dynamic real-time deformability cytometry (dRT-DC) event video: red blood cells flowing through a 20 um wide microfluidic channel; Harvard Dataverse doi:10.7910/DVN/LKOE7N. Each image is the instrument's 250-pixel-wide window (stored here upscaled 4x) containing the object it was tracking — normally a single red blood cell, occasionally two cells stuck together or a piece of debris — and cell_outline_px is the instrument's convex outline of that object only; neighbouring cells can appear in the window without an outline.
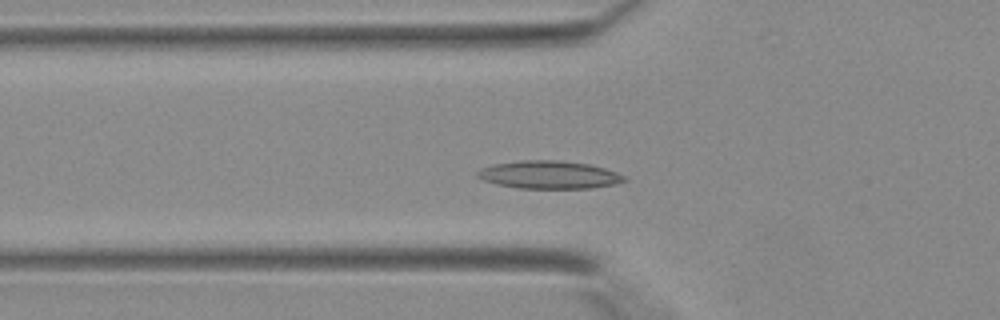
{"species": "Egyptian fruit bat (a non-hibernating species)", "species_latin": "Rousettus aegyptiacus", "temperature_condition": "warm", "stored_images_in_passage": 38, "segment_of_instrument_passage": [1, 2], "camera_frame_rate_fps": 3000, "um_per_image_px": 0.085, "animal": {"sex": "female"}, "frame": {"image": 1, "passage_image": 10, "time_ms": 3.0, "image_size_px": [1000, 320], "cell_outline_px": [[628, 180], [616, 184], [592, 188], [520, 188], [496, 184], [484, 180], [476, 176], [476, 172], [480, 168], [492, 164], [520, 160], [560, 160], [588, 164], [604, 168], [616, 172], [624, 176]], "centroid_in_image_um": [46.65, 14.85], "position_along_channel_um": 79.1, "area_um2": 23.93}}
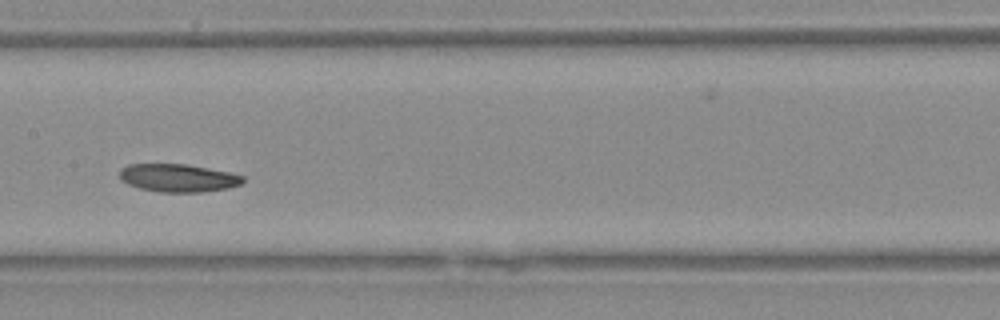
{"frame": {"image": 2, "passage_image": 17, "time_ms": 5.333, "image_size_px": [1000, 320], "cell_outline_px": [[244, 180], [240, 184], [228, 188], [200, 192], [160, 192], [140, 188], [128, 184], [120, 180], [120, 168], [128, 164], [188, 164], [228, 172], [244, 176]], "centroid_in_image_um": [15.11, 15.12], "position_along_channel_um": 192.3, "area_um2": 20.06}}
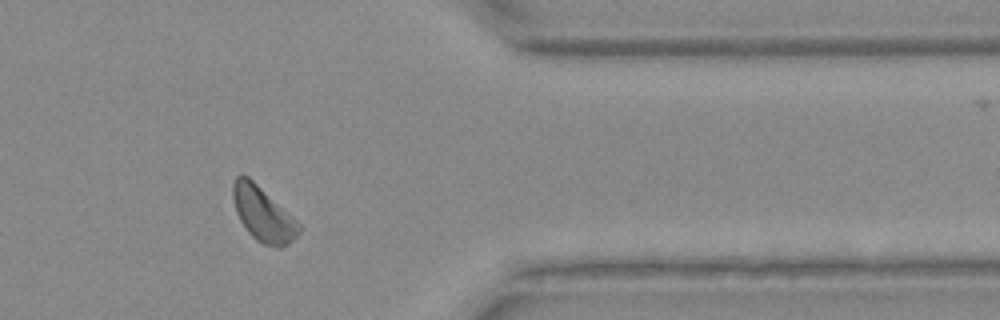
{"frame": {"image": 3, "passage_image": 30, "time_ms": 9.667, "image_size_px": [1000, 320], "cell_outline_px": [[300, 232], [288, 244], [280, 248], [276, 248], [264, 244], [256, 240], [248, 232], [240, 220], [236, 212], [232, 196], [232, 184], [236, 176], [248, 176], [292, 216], [300, 224]], "centroid_in_image_um": [22.34, 18.22], "position_along_channel_um": 389.1, "area_um2": 20.69}}